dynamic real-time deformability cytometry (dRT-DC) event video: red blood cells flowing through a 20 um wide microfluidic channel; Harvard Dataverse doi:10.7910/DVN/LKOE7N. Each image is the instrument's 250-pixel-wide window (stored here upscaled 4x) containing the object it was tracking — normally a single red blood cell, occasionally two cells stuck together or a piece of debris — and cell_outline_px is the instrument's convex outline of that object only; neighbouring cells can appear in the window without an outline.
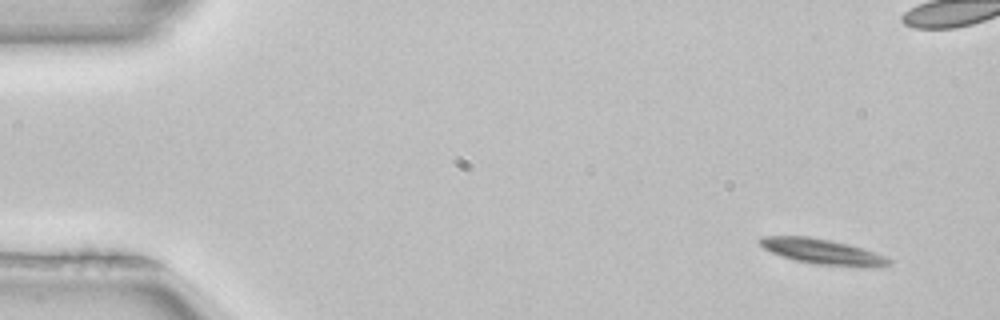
{"species": "common noctule bat (a hibernating species)", "species_latin": "Nyctalus noctula", "temperature_condition": "room temperature", "stored_images_in_passage": 4, "camera_frame_rate_fps": 3000, "um_per_image_px": 0.085, "animal": {"sex": "female", "body_mass_g": 22.7, "forearm_length_mm": 54.2}, "frame": {"image": 1, "passage_image": 1, "time_ms": 0.0, "image_size_px": [1000, 320], "cell_outline_px": [[892, 264], [868, 268], [816, 264], [796, 260], [772, 252], [764, 248], [756, 240], [764, 236], [808, 236], [848, 244], [876, 252], [892, 260]], "centroid_in_image_um": [69.96, 21.39], "position_along_channel_um": 15.0, "area_um2": 18.96}}
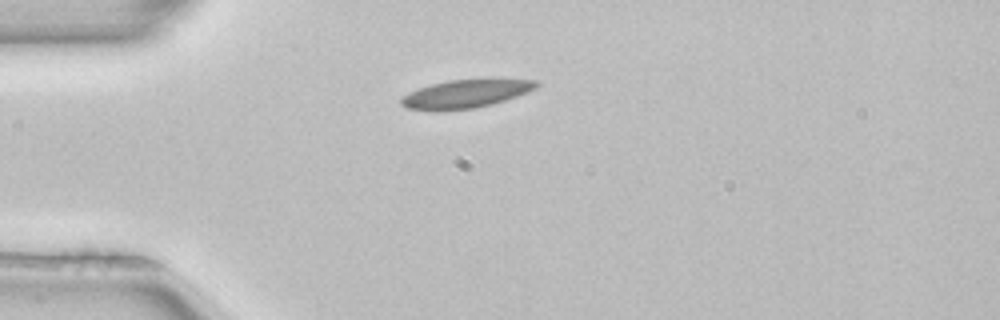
{"frame": {"image": 2, "passage_image": 4, "time_ms": 1.0, "image_size_px": [1000, 320], "cell_outline_px": [[540, 84], [536, 88], [528, 92], [492, 104], [472, 108], [436, 112], [408, 108], [400, 104], [400, 96], [408, 92], [432, 84], [448, 80], [484, 76], [492, 76], [540, 80]], "centroid_in_image_um": [39.65, 7.92], "position_along_channel_um": 45.3, "area_um2": 23.58}}